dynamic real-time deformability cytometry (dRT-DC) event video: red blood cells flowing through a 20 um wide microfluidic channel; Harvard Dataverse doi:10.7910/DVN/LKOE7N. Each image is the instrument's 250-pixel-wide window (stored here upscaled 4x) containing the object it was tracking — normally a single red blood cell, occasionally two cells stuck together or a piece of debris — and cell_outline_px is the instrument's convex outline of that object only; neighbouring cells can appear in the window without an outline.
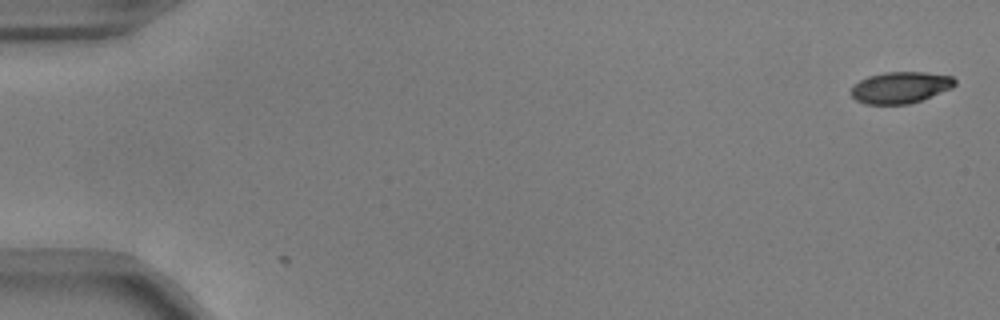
{"species": "common noctule bat (a hibernating species)", "species_latin": "Nyctalus noctula", "temperature_condition": "warm", "stored_images_in_passage": 2, "camera_frame_rate_fps": 3000, "um_per_image_px": 0.085, "animal": {"sex": "male", "body_mass_g": 17.9, "forearm_length_mm": 54.2}, "frame": {"image": 1, "passage_image": 2, "time_ms": 0.333, "image_size_px": [1000, 320], "cell_outline_px": [[956, 84], [952, 88], [920, 100], [908, 104], [864, 104], [856, 100], [852, 96], [852, 88], [860, 80], [868, 76], [884, 72], [924, 72], [952, 76], [956, 80]], "centroid_in_image_um": [76.55, 7.43], "position_along_channel_um": 8.5, "area_um2": 18.9}}